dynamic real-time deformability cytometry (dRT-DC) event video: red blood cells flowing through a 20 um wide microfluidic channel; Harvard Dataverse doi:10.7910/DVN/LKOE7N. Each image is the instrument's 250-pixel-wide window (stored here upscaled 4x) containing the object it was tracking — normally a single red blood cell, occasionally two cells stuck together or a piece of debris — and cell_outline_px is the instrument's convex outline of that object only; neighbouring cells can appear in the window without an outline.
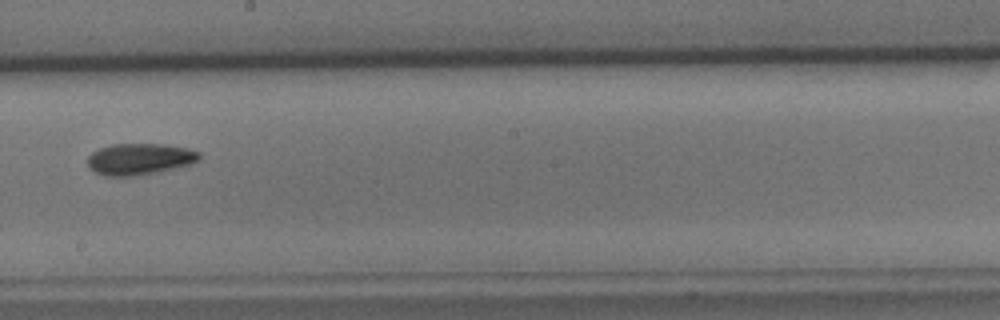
{"species": "common noctule bat (a hibernating species)", "species_latin": "Nyctalus noctula", "temperature_condition": "cold", "stored_images_in_passage": 8, "camera_frame_rate_fps": 3000, "um_per_image_px": 0.085, "animal": {"sex": "male", "body_mass_g": 15.6}, "frame": {"image": 1, "passage_image": 8, "time_ms": 9.0, "image_size_px": [1000, 320], "cell_outline_px": [[200, 160], [188, 164], [156, 172], [132, 176], [104, 176], [96, 172], [88, 164], [88, 156], [92, 152], [100, 148], [112, 144], [160, 144], [188, 148], [200, 152]], "centroid_in_image_um": [11.86, 13.51], "position_along_channel_um": 236.3, "area_um2": 20.17}}